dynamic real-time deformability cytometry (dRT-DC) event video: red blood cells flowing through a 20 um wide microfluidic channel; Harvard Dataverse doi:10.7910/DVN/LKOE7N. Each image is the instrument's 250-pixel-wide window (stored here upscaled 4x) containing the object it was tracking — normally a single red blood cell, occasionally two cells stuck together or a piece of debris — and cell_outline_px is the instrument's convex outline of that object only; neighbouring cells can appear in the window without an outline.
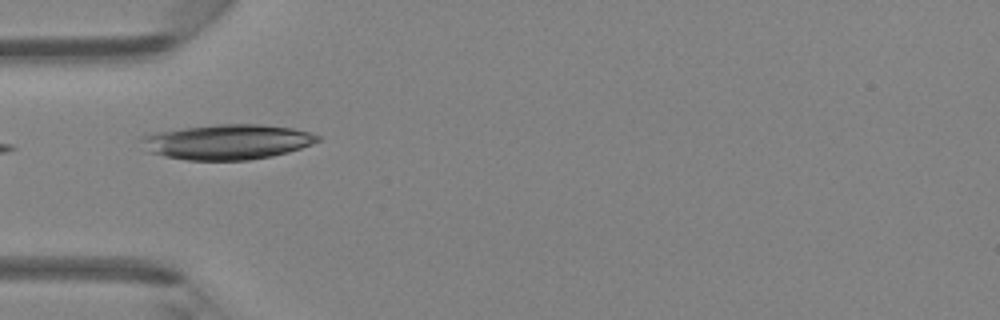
{"species": "Egyptian fruit bat (a non-hibernating species)", "species_latin": "Rousettus aegyptiacus", "temperature_condition": "room temperature", "stored_images_in_passage": 6, "camera_frame_rate_fps": 3000, "um_per_image_px": 0.085, "animal": {"sex": "female"}, "frame": {"image": 1, "passage_image": 5, "time_ms": 4.667, "image_size_px": [1000, 320], "cell_outline_px": [[320, 140], [312, 144], [288, 152], [272, 156], [248, 160], [188, 160], [164, 156], [148, 152], [140, 140], [140, 136], [152, 132], [216, 124], [260, 124], [292, 128], [312, 132], [320, 136]], "centroid_in_image_um": [19.31, 12.05], "position_along_channel_um": 65.7, "area_um2": 36.18}}
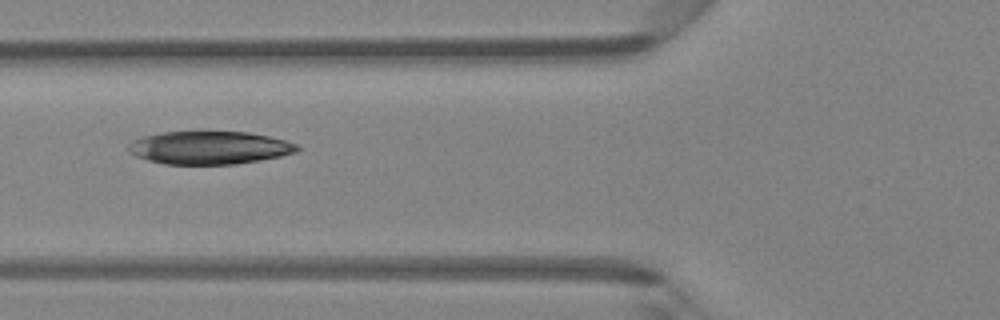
{"frame": {"image": 2, "passage_image": 6, "time_ms": 5.667, "image_size_px": [1000, 320], "cell_outline_px": [[300, 148], [296, 152], [280, 156], [260, 160], [236, 164], [164, 164], [148, 160], [136, 156], [128, 148], [128, 144], [144, 136], [160, 132], [204, 128], [248, 132], [268, 136], [284, 140], [296, 144]], "centroid_in_image_um": [17.79, 12.5], "position_along_channel_um": 108.0, "area_um2": 33.41}}